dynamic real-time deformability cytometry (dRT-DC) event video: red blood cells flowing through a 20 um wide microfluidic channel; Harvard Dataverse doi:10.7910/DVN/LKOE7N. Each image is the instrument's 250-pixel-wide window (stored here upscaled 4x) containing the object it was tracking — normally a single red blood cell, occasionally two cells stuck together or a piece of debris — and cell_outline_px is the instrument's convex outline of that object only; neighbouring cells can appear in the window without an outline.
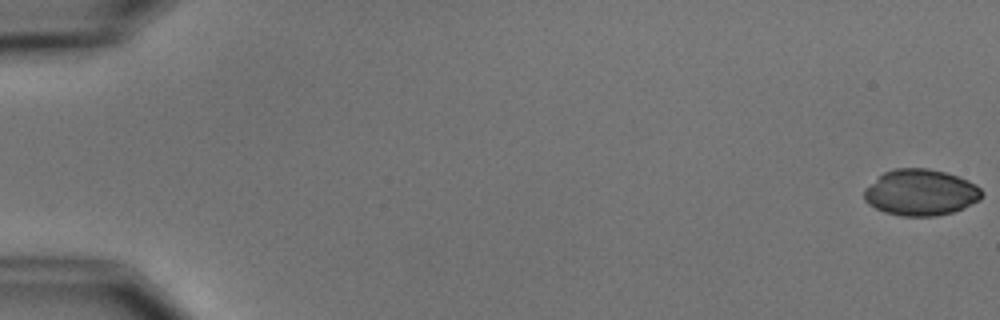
{"species": "common noctule bat (a hibernating species)", "species_latin": "Nyctalus noctula", "temperature_condition": "cold", "stored_images_in_passage": 5, "camera_frame_rate_fps": 3000, "um_per_image_px": 0.085, "animal": {"sex": "male", "body_mass_g": 15.6}, "frame": {"image": 1, "passage_image": 1, "time_ms": 0.0, "image_size_px": [1000, 320], "cell_outline_px": [[984, 196], [980, 200], [964, 208], [952, 212], [936, 216], [900, 216], [884, 212], [868, 204], [864, 200], [864, 188], [884, 172], [896, 168], [928, 168], [944, 172], [968, 180], [976, 184], [984, 192]], "centroid_in_image_um": [78.27, 16.37], "position_along_channel_um": 6.7, "area_um2": 31.91}}